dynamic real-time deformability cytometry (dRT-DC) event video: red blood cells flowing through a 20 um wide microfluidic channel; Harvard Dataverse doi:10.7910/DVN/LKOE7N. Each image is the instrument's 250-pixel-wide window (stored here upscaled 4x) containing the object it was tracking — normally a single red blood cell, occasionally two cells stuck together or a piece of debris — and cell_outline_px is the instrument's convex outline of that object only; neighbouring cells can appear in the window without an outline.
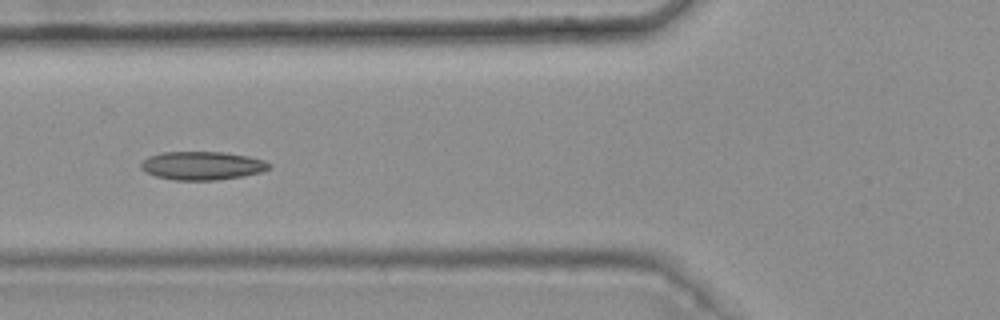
{"species": "common noctule bat (a hibernating species)", "species_latin": "Nyctalus noctula", "temperature_condition": "warm", "stored_images_in_passage": 8, "camera_frame_rate_fps": 3000, "um_per_image_px": 0.085, "animal": {"sex": "female", "body_mass_g": 25.1}, "frame": {"image": 1, "passage_image": 6, "time_ms": 1.667, "image_size_px": [1000, 320], "cell_outline_px": [[272, 168], [260, 172], [244, 176], [216, 180], [172, 180], [156, 176], [144, 172], [140, 168], [140, 164], [148, 156], [160, 152], [224, 152], [248, 156], [264, 160], [272, 164]], "centroid_in_image_um": [17.18, 14.08], "position_along_channel_um": 108.6, "area_um2": 21.44}}
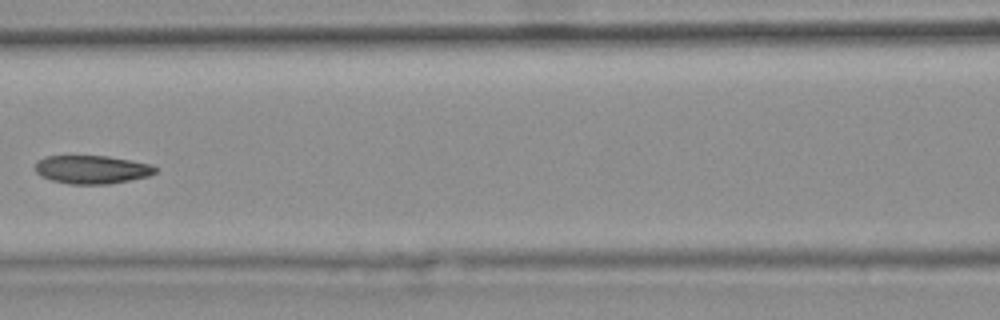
{"frame": {"image": 2, "passage_image": 7, "time_ms": 2.0, "image_size_px": [1000, 320], "cell_outline_px": [[160, 168], [156, 172], [148, 176], [108, 184], [68, 184], [52, 180], [40, 176], [36, 172], [36, 160], [44, 156], [108, 156], [152, 164]], "centroid_in_image_um": [7.82, 14.4], "position_along_channel_um": 158.8, "area_um2": 19.94}}